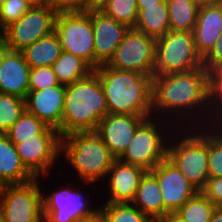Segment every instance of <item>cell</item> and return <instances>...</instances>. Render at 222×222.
Returning <instances> with one entry per match:
<instances>
[{
    "label": "cell",
    "mask_w": 222,
    "mask_h": 222,
    "mask_svg": "<svg viewBox=\"0 0 222 222\" xmlns=\"http://www.w3.org/2000/svg\"><path fill=\"white\" fill-rule=\"evenodd\" d=\"M152 116L177 128L210 126L207 70L153 75Z\"/></svg>",
    "instance_id": "1"
},
{
    "label": "cell",
    "mask_w": 222,
    "mask_h": 222,
    "mask_svg": "<svg viewBox=\"0 0 222 222\" xmlns=\"http://www.w3.org/2000/svg\"><path fill=\"white\" fill-rule=\"evenodd\" d=\"M94 72L100 79L108 113L152 116V76L108 64Z\"/></svg>",
    "instance_id": "2"
},
{
    "label": "cell",
    "mask_w": 222,
    "mask_h": 222,
    "mask_svg": "<svg viewBox=\"0 0 222 222\" xmlns=\"http://www.w3.org/2000/svg\"><path fill=\"white\" fill-rule=\"evenodd\" d=\"M108 114L106 98L98 75L89 76L66 86L61 137L71 133L93 132Z\"/></svg>",
    "instance_id": "3"
},
{
    "label": "cell",
    "mask_w": 222,
    "mask_h": 222,
    "mask_svg": "<svg viewBox=\"0 0 222 222\" xmlns=\"http://www.w3.org/2000/svg\"><path fill=\"white\" fill-rule=\"evenodd\" d=\"M60 157L65 159L82 186L106 181L107 173L116 159L95 132L71 133L61 137ZM102 179V180H101ZM104 179V180H103Z\"/></svg>",
    "instance_id": "4"
},
{
    "label": "cell",
    "mask_w": 222,
    "mask_h": 222,
    "mask_svg": "<svg viewBox=\"0 0 222 222\" xmlns=\"http://www.w3.org/2000/svg\"><path fill=\"white\" fill-rule=\"evenodd\" d=\"M167 159L201 191L209 178L208 126L177 128L168 141Z\"/></svg>",
    "instance_id": "5"
},
{
    "label": "cell",
    "mask_w": 222,
    "mask_h": 222,
    "mask_svg": "<svg viewBox=\"0 0 222 222\" xmlns=\"http://www.w3.org/2000/svg\"><path fill=\"white\" fill-rule=\"evenodd\" d=\"M176 126L169 120L150 116L137 128L120 161L151 171L167 158V145Z\"/></svg>",
    "instance_id": "6"
},
{
    "label": "cell",
    "mask_w": 222,
    "mask_h": 222,
    "mask_svg": "<svg viewBox=\"0 0 222 222\" xmlns=\"http://www.w3.org/2000/svg\"><path fill=\"white\" fill-rule=\"evenodd\" d=\"M201 67L203 59L196 51L193 32L170 30L156 39L153 75L189 72Z\"/></svg>",
    "instance_id": "7"
},
{
    "label": "cell",
    "mask_w": 222,
    "mask_h": 222,
    "mask_svg": "<svg viewBox=\"0 0 222 222\" xmlns=\"http://www.w3.org/2000/svg\"><path fill=\"white\" fill-rule=\"evenodd\" d=\"M42 178L25 184L2 186L0 215L3 222H43Z\"/></svg>",
    "instance_id": "8"
},
{
    "label": "cell",
    "mask_w": 222,
    "mask_h": 222,
    "mask_svg": "<svg viewBox=\"0 0 222 222\" xmlns=\"http://www.w3.org/2000/svg\"><path fill=\"white\" fill-rule=\"evenodd\" d=\"M62 50L85 60L95 70L94 31L91 12H60L55 30Z\"/></svg>",
    "instance_id": "9"
},
{
    "label": "cell",
    "mask_w": 222,
    "mask_h": 222,
    "mask_svg": "<svg viewBox=\"0 0 222 222\" xmlns=\"http://www.w3.org/2000/svg\"><path fill=\"white\" fill-rule=\"evenodd\" d=\"M11 141L21 162L35 178H48L54 172L52 170L61 158V136L57 129L49 126L42 134L36 135V139Z\"/></svg>",
    "instance_id": "10"
},
{
    "label": "cell",
    "mask_w": 222,
    "mask_h": 222,
    "mask_svg": "<svg viewBox=\"0 0 222 222\" xmlns=\"http://www.w3.org/2000/svg\"><path fill=\"white\" fill-rule=\"evenodd\" d=\"M57 12L48 5L32 6L18 21L6 27L0 35L12 51H21L55 30Z\"/></svg>",
    "instance_id": "11"
},
{
    "label": "cell",
    "mask_w": 222,
    "mask_h": 222,
    "mask_svg": "<svg viewBox=\"0 0 222 222\" xmlns=\"http://www.w3.org/2000/svg\"><path fill=\"white\" fill-rule=\"evenodd\" d=\"M77 187L78 185L75 188L74 183H67L50 194L42 191L43 222H75L99 210L98 205L95 204V209L90 205L92 201Z\"/></svg>",
    "instance_id": "12"
},
{
    "label": "cell",
    "mask_w": 222,
    "mask_h": 222,
    "mask_svg": "<svg viewBox=\"0 0 222 222\" xmlns=\"http://www.w3.org/2000/svg\"><path fill=\"white\" fill-rule=\"evenodd\" d=\"M156 39L129 28L108 65L118 70L136 71L153 77Z\"/></svg>",
    "instance_id": "13"
},
{
    "label": "cell",
    "mask_w": 222,
    "mask_h": 222,
    "mask_svg": "<svg viewBox=\"0 0 222 222\" xmlns=\"http://www.w3.org/2000/svg\"><path fill=\"white\" fill-rule=\"evenodd\" d=\"M158 180L164 204V217L175 213L198 190L167 158L150 171Z\"/></svg>",
    "instance_id": "14"
},
{
    "label": "cell",
    "mask_w": 222,
    "mask_h": 222,
    "mask_svg": "<svg viewBox=\"0 0 222 222\" xmlns=\"http://www.w3.org/2000/svg\"><path fill=\"white\" fill-rule=\"evenodd\" d=\"M150 116L108 113L98 124L96 133L112 155L118 159L127 149L138 126Z\"/></svg>",
    "instance_id": "15"
},
{
    "label": "cell",
    "mask_w": 222,
    "mask_h": 222,
    "mask_svg": "<svg viewBox=\"0 0 222 222\" xmlns=\"http://www.w3.org/2000/svg\"><path fill=\"white\" fill-rule=\"evenodd\" d=\"M91 19L94 31L95 69L108 64L116 48L123 40L129 27L117 22L102 11H92Z\"/></svg>",
    "instance_id": "16"
},
{
    "label": "cell",
    "mask_w": 222,
    "mask_h": 222,
    "mask_svg": "<svg viewBox=\"0 0 222 222\" xmlns=\"http://www.w3.org/2000/svg\"><path fill=\"white\" fill-rule=\"evenodd\" d=\"M146 172L142 167L115 159L106 176L108 182L105 185L108 187L106 188L108 195L104 202L131 203Z\"/></svg>",
    "instance_id": "17"
},
{
    "label": "cell",
    "mask_w": 222,
    "mask_h": 222,
    "mask_svg": "<svg viewBox=\"0 0 222 222\" xmlns=\"http://www.w3.org/2000/svg\"><path fill=\"white\" fill-rule=\"evenodd\" d=\"M222 33V0L201 3L193 30L195 48L202 59L213 48Z\"/></svg>",
    "instance_id": "18"
},
{
    "label": "cell",
    "mask_w": 222,
    "mask_h": 222,
    "mask_svg": "<svg viewBox=\"0 0 222 222\" xmlns=\"http://www.w3.org/2000/svg\"><path fill=\"white\" fill-rule=\"evenodd\" d=\"M66 86L59 84L46 90L29 91L26 110L57 130L62 125Z\"/></svg>",
    "instance_id": "19"
},
{
    "label": "cell",
    "mask_w": 222,
    "mask_h": 222,
    "mask_svg": "<svg viewBox=\"0 0 222 222\" xmlns=\"http://www.w3.org/2000/svg\"><path fill=\"white\" fill-rule=\"evenodd\" d=\"M30 66L21 51L7 50L0 61V93L26 99Z\"/></svg>",
    "instance_id": "20"
},
{
    "label": "cell",
    "mask_w": 222,
    "mask_h": 222,
    "mask_svg": "<svg viewBox=\"0 0 222 222\" xmlns=\"http://www.w3.org/2000/svg\"><path fill=\"white\" fill-rule=\"evenodd\" d=\"M34 179L21 162L14 143L6 134L0 133V184H25Z\"/></svg>",
    "instance_id": "21"
},
{
    "label": "cell",
    "mask_w": 222,
    "mask_h": 222,
    "mask_svg": "<svg viewBox=\"0 0 222 222\" xmlns=\"http://www.w3.org/2000/svg\"><path fill=\"white\" fill-rule=\"evenodd\" d=\"M154 222L164 218V204L157 178L147 171L141 178L134 200L131 202Z\"/></svg>",
    "instance_id": "22"
},
{
    "label": "cell",
    "mask_w": 222,
    "mask_h": 222,
    "mask_svg": "<svg viewBox=\"0 0 222 222\" xmlns=\"http://www.w3.org/2000/svg\"><path fill=\"white\" fill-rule=\"evenodd\" d=\"M134 28L154 39L164 36L170 31L167 1L151 6H138V18Z\"/></svg>",
    "instance_id": "23"
},
{
    "label": "cell",
    "mask_w": 222,
    "mask_h": 222,
    "mask_svg": "<svg viewBox=\"0 0 222 222\" xmlns=\"http://www.w3.org/2000/svg\"><path fill=\"white\" fill-rule=\"evenodd\" d=\"M21 52L30 68L52 66L61 55L62 47L56 32H52L26 46Z\"/></svg>",
    "instance_id": "24"
},
{
    "label": "cell",
    "mask_w": 222,
    "mask_h": 222,
    "mask_svg": "<svg viewBox=\"0 0 222 222\" xmlns=\"http://www.w3.org/2000/svg\"><path fill=\"white\" fill-rule=\"evenodd\" d=\"M52 68L59 83L65 86L89 76L94 71L85 60L64 50L52 64Z\"/></svg>",
    "instance_id": "25"
},
{
    "label": "cell",
    "mask_w": 222,
    "mask_h": 222,
    "mask_svg": "<svg viewBox=\"0 0 222 222\" xmlns=\"http://www.w3.org/2000/svg\"><path fill=\"white\" fill-rule=\"evenodd\" d=\"M170 30L193 32L201 5L195 0H167Z\"/></svg>",
    "instance_id": "26"
},
{
    "label": "cell",
    "mask_w": 222,
    "mask_h": 222,
    "mask_svg": "<svg viewBox=\"0 0 222 222\" xmlns=\"http://www.w3.org/2000/svg\"><path fill=\"white\" fill-rule=\"evenodd\" d=\"M215 207L211 200L198 191L175 214L185 222H210Z\"/></svg>",
    "instance_id": "27"
},
{
    "label": "cell",
    "mask_w": 222,
    "mask_h": 222,
    "mask_svg": "<svg viewBox=\"0 0 222 222\" xmlns=\"http://www.w3.org/2000/svg\"><path fill=\"white\" fill-rule=\"evenodd\" d=\"M99 210L106 222H154L132 203L103 202Z\"/></svg>",
    "instance_id": "28"
},
{
    "label": "cell",
    "mask_w": 222,
    "mask_h": 222,
    "mask_svg": "<svg viewBox=\"0 0 222 222\" xmlns=\"http://www.w3.org/2000/svg\"><path fill=\"white\" fill-rule=\"evenodd\" d=\"M49 126L27 110L5 133L10 140L36 139V135L42 134Z\"/></svg>",
    "instance_id": "29"
},
{
    "label": "cell",
    "mask_w": 222,
    "mask_h": 222,
    "mask_svg": "<svg viewBox=\"0 0 222 222\" xmlns=\"http://www.w3.org/2000/svg\"><path fill=\"white\" fill-rule=\"evenodd\" d=\"M26 110L22 97L0 93V133L5 134Z\"/></svg>",
    "instance_id": "30"
},
{
    "label": "cell",
    "mask_w": 222,
    "mask_h": 222,
    "mask_svg": "<svg viewBox=\"0 0 222 222\" xmlns=\"http://www.w3.org/2000/svg\"><path fill=\"white\" fill-rule=\"evenodd\" d=\"M102 12L117 22L134 28L138 18L137 0H109Z\"/></svg>",
    "instance_id": "31"
},
{
    "label": "cell",
    "mask_w": 222,
    "mask_h": 222,
    "mask_svg": "<svg viewBox=\"0 0 222 222\" xmlns=\"http://www.w3.org/2000/svg\"><path fill=\"white\" fill-rule=\"evenodd\" d=\"M208 172L222 177V128L217 124L208 126Z\"/></svg>",
    "instance_id": "32"
},
{
    "label": "cell",
    "mask_w": 222,
    "mask_h": 222,
    "mask_svg": "<svg viewBox=\"0 0 222 222\" xmlns=\"http://www.w3.org/2000/svg\"><path fill=\"white\" fill-rule=\"evenodd\" d=\"M31 7L26 0H4L0 4V33L18 21Z\"/></svg>",
    "instance_id": "33"
},
{
    "label": "cell",
    "mask_w": 222,
    "mask_h": 222,
    "mask_svg": "<svg viewBox=\"0 0 222 222\" xmlns=\"http://www.w3.org/2000/svg\"><path fill=\"white\" fill-rule=\"evenodd\" d=\"M29 91L46 90L59 85L52 66H39L30 68Z\"/></svg>",
    "instance_id": "34"
},
{
    "label": "cell",
    "mask_w": 222,
    "mask_h": 222,
    "mask_svg": "<svg viewBox=\"0 0 222 222\" xmlns=\"http://www.w3.org/2000/svg\"><path fill=\"white\" fill-rule=\"evenodd\" d=\"M210 126L222 120V77H208Z\"/></svg>",
    "instance_id": "35"
},
{
    "label": "cell",
    "mask_w": 222,
    "mask_h": 222,
    "mask_svg": "<svg viewBox=\"0 0 222 222\" xmlns=\"http://www.w3.org/2000/svg\"><path fill=\"white\" fill-rule=\"evenodd\" d=\"M87 0H45V4L57 13L86 12Z\"/></svg>",
    "instance_id": "36"
},
{
    "label": "cell",
    "mask_w": 222,
    "mask_h": 222,
    "mask_svg": "<svg viewBox=\"0 0 222 222\" xmlns=\"http://www.w3.org/2000/svg\"><path fill=\"white\" fill-rule=\"evenodd\" d=\"M201 192L213 204L222 207V177H209Z\"/></svg>",
    "instance_id": "37"
},
{
    "label": "cell",
    "mask_w": 222,
    "mask_h": 222,
    "mask_svg": "<svg viewBox=\"0 0 222 222\" xmlns=\"http://www.w3.org/2000/svg\"><path fill=\"white\" fill-rule=\"evenodd\" d=\"M221 63H222V33L218 37L213 48L203 58V67L209 73L213 71Z\"/></svg>",
    "instance_id": "38"
},
{
    "label": "cell",
    "mask_w": 222,
    "mask_h": 222,
    "mask_svg": "<svg viewBox=\"0 0 222 222\" xmlns=\"http://www.w3.org/2000/svg\"><path fill=\"white\" fill-rule=\"evenodd\" d=\"M109 0H87L86 12L102 11Z\"/></svg>",
    "instance_id": "39"
},
{
    "label": "cell",
    "mask_w": 222,
    "mask_h": 222,
    "mask_svg": "<svg viewBox=\"0 0 222 222\" xmlns=\"http://www.w3.org/2000/svg\"><path fill=\"white\" fill-rule=\"evenodd\" d=\"M75 222H106L100 210H98L95 214L86 216L84 218H80Z\"/></svg>",
    "instance_id": "40"
},
{
    "label": "cell",
    "mask_w": 222,
    "mask_h": 222,
    "mask_svg": "<svg viewBox=\"0 0 222 222\" xmlns=\"http://www.w3.org/2000/svg\"><path fill=\"white\" fill-rule=\"evenodd\" d=\"M210 222H222V207H215Z\"/></svg>",
    "instance_id": "41"
},
{
    "label": "cell",
    "mask_w": 222,
    "mask_h": 222,
    "mask_svg": "<svg viewBox=\"0 0 222 222\" xmlns=\"http://www.w3.org/2000/svg\"><path fill=\"white\" fill-rule=\"evenodd\" d=\"M158 222H185L180 219L175 213H170L166 217L160 219Z\"/></svg>",
    "instance_id": "42"
},
{
    "label": "cell",
    "mask_w": 222,
    "mask_h": 222,
    "mask_svg": "<svg viewBox=\"0 0 222 222\" xmlns=\"http://www.w3.org/2000/svg\"><path fill=\"white\" fill-rule=\"evenodd\" d=\"M167 0H137L138 6H151L155 5L156 3L165 2Z\"/></svg>",
    "instance_id": "43"
},
{
    "label": "cell",
    "mask_w": 222,
    "mask_h": 222,
    "mask_svg": "<svg viewBox=\"0 0 222 222\" xmlns=\"http://www.w3.org/2000/svg\"><path fill=\"white\" fill-rule=\"evenodd\" d=\"M208 77H222V63L219 64L213 71L209 72Z\"/></svg>",
    "instance_id": "44"
},
{
    "label": "cell",
    "mask_w": 222,
    "mask_h": 222,
    "mask_svg": "<svg viewBox=\"0 0 222 222\" xmlns=\"http://www.w3.org/2000/svg\"><path fill=\"white\" fill-rule=\"evenodd\" d=\"M8 50V47L3 39V37L0 35V61L2 59V56L4 53Z\"/></svg>",
    "instance_id": "45"
},
{
    "label": "cell",
    "mask_w": 222,
    "mask_h": 222,
    "mask_svg": "<svg viewBox=\"0 0 222 222\" xmlns=\"http://www.w3.org/2000/svg\"><path fill=\"white\" fill-rule=\"evenodd\" d=\"M26 1L29 2L32 6L45 4V0H26Z\"/></svg>",
    "instance_id": "46"
},
{
    "label": "cell",
    "mask_w": 222,
    "mask_h": 222,
    "mask_svg": "<svg viewBox=\"0 0 222 222\" xmlns=\"http://www.w3.org/2000/svg\"><path fill=\"white\" fill-rule=\"evenodd\" d=\"M217 125L222 128V120Z\"/></svg>",
    "instance_id": "47"
},
{
    "label": "cell",
    "mask_w": 222,
    "mask_h": 222,
    "mask_svg": "<svg viewBox=\"0 0 222 222\" xmlns=\"http://www.w3.org/2000/svg\"><path fill=\"white\" fill-rule=\"evenodd\" d=\"M195 1H198V2H200V3H203V2H205V1H207V0H195Z\"/></svg>",
    "instance_id": "48"
}]
</instances>
